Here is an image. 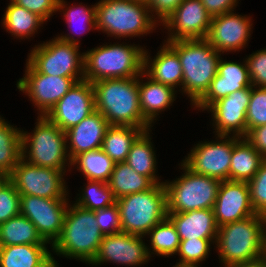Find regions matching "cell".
Here are the masks:
<instances>
[{"label":"cell","instance_id":"1","mask_svg":"<svg viewBox=\"0 0 266 267\" xmlns=\"http://www.w3.org/2000/svg\"><path fill=\"white\" fill-rule=\"evenodd\" d=\"M93 84L95 110L110 125L134 126L150 130L152 125L143 117L140 108L138 77L109 78Z\"/></svg>","mask_w":266,"mask_h":267},{"label":"cell","instance_id":"2","mask_svg":"<svg viewBox=\"0 0 266 267\" xmlns=\"http://www.w3.org/2000/svg\"><path fill=\"white\" fill-rule=\"evenodd\" d=\"M215 247L224 267L250 262L266 255V217L252 215L220 226Z\"/></svg>","mask_w":266,"mask_h":267},{"label":"cell","instance_id":"3","mask_svg":"<svg viewBox=\"0 0 266 267\" xmlns=\"http://www.w3.org/2000/svg\"><path fill=\"white\" fill-rule=\"evenodd\" d=\"M167 42L179 56L183 71L182 92L194 105L208 90L217 74L219 53L206 39Z\"/></svg>","mask_w":266,"mask_h":267},{"label":"cell","instance_id":"4","mask_svg":"<svg viewBox=\"0 0 266 267\" xmlns=\"http://www.w3.org/2000/svg\"><path fill=\"white\" fill-rule=\"evenodd\" d=\"M69 203L60 236L51 245L53 252L63 257L91 264L104 237L95 213Z\"/></svg>","mask_w":266,"mask_h":267},{"label":"cell","instance_id":"5","mask_svg":"<svg viewBox=\"0 0 266 267\" xmlns=\"http://www.w3.org/2000/svg\"><path fill=\"white\" fill-rule=\"evenodd\" d=\"M101 45L84 52V80L138 77L143 72L144 48L139 45Z\"/></svg>","mask_w":266,"mask_h":267},{"label":"cell","instance_id":"6","mask_svg":"<svg viewBox=\"0 0 266 267\" xmlns=\"http://www.w3.org/2000/svg\"><path fill=\"white\" fill-rule=\"evenodd\" d=\"M96 6V30L108 37H140L152 33L158 24L144 0H100Z\"/></svg>","mask_w":266,"mask_h":267},{"label":"cell","instance_id":"7","mask_svg":"<svg viewBox=\"0 0 266 267\" xmlns=\"http://www.w3.org/2000/svg\"><path fill=\"white\" fill-rule=\"evenodd\" d=\"M80 41L71 34L58 35L35 45L27 61L42 74L84 80V53L78 52Z\"/></svg>","mask_w":266,"mask_h":267},{"label":"cell","instance_id":"8","mask_svg":"<svg viewBox=\"0 0 266 267\" xmlns=\"http://www.w3.org/2000/svg\"><path fill=\"white\" fill-rule=\"evenodd\" d=\"M37 118L31 135L22 130V159L39 167L66 170L67 166L68 168L71 166L67 152L66 133L45 116L38 115Z\"/></svg>","mask_w":266,"mask_h":267},{"label":"cell","instance_id":"9","mask_svg":"<svg viewBox=\"0 0 266 267\" xmlns=\"http://www.w3.org/2000/svg\"><path fill=\"white\" fill-rule=\"evenodd\" d=\"M122 232L146 236L167 217L166 190L163 183L151 189L132 193L116 200Z\"/></svg>","mask_w":266,"mask_h":267},{"label":"cell","instance_id":"10","mask_svg":"<svg viewBox=\"0 0 266 267\" xmlns=\"http://www.w3.org/2000/svg\"><path fill=\"white\" fill-rule=\"evenodd\" d=\"M182 173L174 181L163 182L167 213H184L197 209H213L221 181L197 174L181 162Z\"/></svg>","mask_w":266,"mask_h":267},{"label":"cell","instance_id":"11","mask_svg":"<svg viewBox=\"0 0 266 267\" xmlns=\"http://www.w3.org/2000/svg\"><path fill=\"white\" fill-rule=\"evenodd\" d=\"M65 170L39 167L21 158L10 174V181L20 195L44 198L69 197L66 190ZM65 181V182H64Z\"/></svg>","mask_w":266,"mask_h":267},{"label":"cell","instance_id":"12","mask_svg":"<svg viewBox=\"0 0 266 267\" xmlns=\"http://www.w3.org/2000/svg\"><path fill=\"white\" fill-rule=\"evenodd\" d=\"M25 74L17 81V89L30 98L39 116H45L78 82L75 78L39 73L27 60Z\"/></svg>","mask_w":266,"mask_h":267},{"label":"cell","instance_id":"13","mask_svg":"<svg viewBox=\"0 0 266 267\" xmlns=\"http://www.w3.org/2000/svg\"><path fill=\"white\" fill-rule=\"evenodd\" d=\"M68 198L21 195L20 215L27 217L50 245L60 236L69 205Z\"/></svg>","mask_w":266,"mask_h":267},{"label":"cell","instance_id":"14","mask_svg":"<svg viewBox=\"0 0 266 267\" xmlns=\"http://www.w3.org/2000/svg\"><path fill=\"white\" fill-rule=\"evenodd\" d=\"M216 139L213 142H199L182 162L197 174L220 181L229 180L233 135H217Z\"/></svg>","mask_w":266,"mask_h":267},{"label":"cell","instance_id":"15","mask_svg":"<svg viewBox=\"0 0 266 267\" xmlns=\"http://www.w3.org/2000/svg\"><path fill=\"white\" fill-rule=\"evenodd\" d=\"M95 111V93L93 84L83 80L61 98L45 117L62 131L79 124Z\"/></svg>","mask_w":266,"mask_h":267},{"label":"cell","instance_id":"16","mask_svg":"<svg viewBox=\"0 0 266 267\" xmlns=\"http://www.w3.org/2000/svg\"><path fill=\"white\" fill-rule=\"evenodd\" d=\"M212 16L200 0H183L162 26L168 32L164 41L206 39Z\"/></svg>","mask_w":266,"mask_h":267},{"label":"cell","instance_id":"17","mask_svg":"<svg viewBox=\"0 0 266 267\" xmlns=\"http://www.w3.org/2000/svg\"><path fill=\"white\" fill-rule=\"evenodd\" d=\"M142 238L145 237L126 232L104 235L92 266L107 262L131 267L145 264L150 260L147 251L149 246Z\"/></svg>","mask_w":266,"mask_h":267},{"label":"cell","instance_id":"18","mask_svg":"<svg viewBox=\"0 0 266 267\" xmlns=\"http://www.w3.org/2000/svg\"><path fill=\"white\" fill-rule=\"evenodd\" d=\"M251 95V87L236 90L229 96L214 102L207 111L212 113L216 135L246 136V113ZM233 134H232V133Z\"/></svg>","mask_w":266,"mask_h":267},{"label":"cell","instance_id":"19","mask_svg":"<svg viewBox=\"0 0 266 267\" xmlns=\"http://www.w3.org/2000/svg\"><path fill=\"white\" fill-rule=\"evenodd\" d=\"M251 18L233 11L212 17L206 40L219 53L235 52L244 48L251 37Z\"/></svg>","mask_w":266,"mask_h":267},{"label":"cell","instance_id":"20","mask_svg":"<svg viewBox=\"0 0 266 267\" xmlns=\"http://www.w3.org/2000/svg\"><path fill=\"white\" fill-rule=\"evenodd\" d=\"M213 212L218 227L256 215L248 182L221 181Z\"/></svg>","mask_w":266,"mask_h":267},{"label":"cell","instance_id":"21","mask_svg":"<svg viewBox=\"0 0 266 267\" xmlns=\"http://www.w3.org/2000/svg\"><path fill=\"white\" fill-rule=\"evenodd\" d=\"M218 63L217 74L205 94L193 105L199 110H207L214 102L225 98L236 90L251 87L246 60L243 63L222 60Z\"/></svg>","mask_w":266,"mask_h":267},{"label":"cell","instance_id":"22","mask_svg":"<svg viewBox=\"0 0 266 267\" xmlns=\"http://www.w3.org/2000/svg\"><path fill=\"white\" fill-rule=\"evenodd\" d=\"M109 127L107 119L95 110L79 124L65 131L70 160L81 153L100 149Z\"/></svg>","mask_w":266,"mask_h":267},{"label":"cell","instance_id":"23","mask_svg":"<svg viewBox=\"0 0 266 267\" xmlns=\"http://www.w3.org/2000/svg\"><path fill=\"white\" fill-rule=\"evenodd\" d=\"M154 59L144 50L143 71L154 81L172 88L182 86L183 71L178 53L165 42Z\"/></svg>","mask_w":266,"mask_h":267},{"label":"cell","instance_id":"24","mask_svg":"<svg viewBox=\"0 0 266 267\" xmlns=\"http://www.w3.org/2000/svg\"><path fill=\"white\" fill-rule=\"evenodd\" d=\"M173 222L180 240L217 239L218 225L213 209H197L184 213H167Z\"/></svg>","mask_w":266,"mask_h":267},{"label":"cell","instance_id":"25","mask_svg":"<svg viewBox=\"0 0 266 267\" xmlns=\"http://www.w3.org/2000/svg\"><path fill=\"white\" fill-rule=\"evenodd\" d=\"M145 77L147 81L143 83ZM138 90L141 113L151 125L156 122L154 120L160 112L172 106L177 92L170 86L154 81L144 71L138 76Z\"/></svg>","mask_w":266,"mask_h":267},{"label":"cell","instance_id":"26","mask_svg":"<svg viewBox=\"0 0 266 267\" xmlns=\"http://www.w3.org/2000/svg\"><path fill=\"white\" fill-rule=\"evenodd\" d=\"M265 158L245 139L233 136L229 180L249 182Z\"/></svg>","mask_w":266,"mask_h":267},{"label":"cell","instance_id":"27","mask_svg":"<svg viewBox=\"0 0 266 267\" xmlns=\"http://www.w3.org/2000/svg\"><path fill=\"white\" fill-rule=\"evenodd\" d=\"M152 130L144 131L132 144L127 155L126 163L138 174L148 177L154 184H160L161 179L156 175V154L151 142ZM160 180V181H159Z\"/></svg>","mask_w":266,"mask_h":267},{"label":"cell","instance_id":"28","mask_svg":"<svg viewBox=\"0 0 266 267\" xmlns=\"http://www.w3.org/2000/svg\"><path fill=\"white\" fill-rule=\"evenodd\" d=\"M107 183L116 200L132 193L149 190L155 185L148 177L138 174L126 162L115 163Z\"/></svg>","mask_w":266,"mask_h":267},{"label":"cell","instance_id":"29","mask_svg":"<svg viewBox=\"0 0 266 267\" xmlns=\"http://www.w3.org/2000/svg\"><path fill=\"white\" fill-rule=\"evenodd\" d=\"M47 244L0 246V267H37L51 252Z\"/></svg>","mask_w":266,"mask_h":267},{"label":"cell","instance_id":"30","mask_svg":"<svg viewBox=\"0 0 266 267\" xmlns=\"http://www.w3.org/2000/svg\"><path fill=\"white\" fill-rule=\"evenodd\" d=\"M145 130L134 126L110 125L101 149L113 162H125L132 144Z\"/></svg>","mask_w":266,"mask_h":267},{"label":"cell","instance_id":"31","mask_svg":"<svg viewBox=\"0 0 266 267\" xmlns=\"http://www.w3.org/2000/svg\"><path fill=\"white\" fill-rule=\"evenodd\" d=\"M2 19V25L8 33L20 39L32 37L45 22L37 14L10 0Z\"/></svg>","mask_w":266,"mask_h":267},{"label":"cell","instance_id":"32","mask_svg":"<svg viewBox=\"0 0 266 267\" xmlns=\"http://www.w3.org/2000/svg\"><path fill=\"white\" fill-rule=\"evenodd\" d=\"M49 244L25 216L18 215L0 224V246Z\"/></svg>","mask_w":266,"mask_h":267},{"label":"cell","instance_id":"33","mask_svg":"<svg viewBox=\"0 0 266 267\" xmlns=\"http://www.w3.org/2000/svg\"><path fill=\"white\" fill-rule=\"evenodd\" d=\"M114 165L115 162L100 148L76 156L71 161L69 169L76 166V169L86 177L85 179L108 182Z\"/></svg>","mask_w":266,"mask_h":267},{"label":"cell","instance_id":"34","mask_svg":"<svg viewBox=\"0 0 266 267\" xmlns=\"http://www.w3.org/2000/svg\"><path fill=\"white\" fill-rule=\"evenodd\" d=\"M21 133L0 116V172L11 174L21 160Z\"/></svg>","mask_w":266,"mask_h":267},{"label":"cell","instance_id":"35","mask_svg":"<svg viewBox=\"0 0 266 267\" xmlns=\"http://www.w3.org/2000/svg\"><path fill=\"white\" fill-rule=\"evenodd\" d=\"M146 235L150 236L151 249L147 248L150 258L152 254L161 257L177 255L181 240L173 222L168 217L155 225Z\"/></svg>","mask_w":266,"mask_h":267},{"label":"cell","instance_id":"36","mask_svg":"<svg viewBox=\"0 0 266 267\" xmlns=\"http://www.w3.org/2000/svg\"><path fill=\"white\" fill-rule=\"evenodd\" d=\"M81 192L75 204L87 210L103 209L116 203L107 182L87 180V185Z\"/></svg>","mask_w":266,"mask_h":267},{"label":"cell","instance_id":"37","mask_svg":"<svg viewBox=\"0 0 266 267\" xmlns=\"http://www.w3.org/2000/svg\"><path fill=\"white\" fill-rule=\"evenodd\" d=\"M213 243H216V239L195 238L181 240L177 252L180 259L175 266L198 267L200 262L209 257L210 247Z\"/></svg>","mask_w":266,"mask_h":267},{"label":"cell","instance_id":"38","mask_svg":"<svg viewBox=\"0 0 266 267\" xmlns=\"http://www.w3.org/2000/svg\"><path fill=\"white\" fill-rule=\"evenodd\" d=\"M67 3L66 1L64 0H58V12H63V16L65 17V21L66 23L69 25L68 28H71L73 27V23H78L79 25L82 23V24H87L85 25L84 24V29L82 28V32L79 33L78 32H74V30H72L71 32L74 33L73 35L75 36V34L77 35L79 33L80 34H83L85 33L86 31L89 33L90 30L94 29L96 30V19H95V16H96V6L95 4L92 5L91 7H85V5L83 6L82 3H79V7L78 6H68L67 7ZM82 5V6H81ZM65 9V10H64ZM62 10V11H61ZM81 22V23H80ZM73 24V25H72ZM87 28V30H86Z\"/></svg>","mask_w":266,"mask_h":267},{"label":"cell","instance_id":"39","mask_svg":"<svg viewBox=\"0 0 266 267\" xmlns=\"http://www.w3.org/2000/svg\"><path fill=\"white\" fill-rule=\"evenodd\" d=\"M266 125V88L251 86L246 113V134L250 129Z\"/></svg>","mask_w":266,"mask_h":267},{"label":"cell","instance_id":"40","mask_svg":"<svg viewBox=\"0 0 266 267\" xmlns=\"http://www.w3.org/2000/svg\"><path fill=\"white\" fill-rule=\"evenodd\" d=\"M248 185L250 201L255 213L266 217V159Z\"/></svg>","mask_w":266,"mask_h":267},{"label":"cell","instance_id":"41","mask_svg":"<svg viewBox=\"0 0 266 267\" xmlns=\"http://www.w3.org/2000/svg\"><path fill=\"white\" fill-rule=\"evenodd\" d=\"M20 197L14 184L9 181L0 191V224L20 215Z\"/></svg>","mask_w":266,"mask_h":267},{"label":"cell","instance_id":"42","mask_svg":"<svg viewBox=\"0 0 266 267\" xmlns=\"http://www.w3.org/2000/svg\"><path fill=\"white\" fill-rule=\"evenodd\" d=\"M94 213L103 235L122 232L119 208L116 203L103 209L94 210Z\"/></svg>","mask_w":266,"mask_h":267},{"label":"cell","instance_id":"43","mask_svg":"<svg viewBox=\"0 0 266 267\" xmlns=\"http://www.w3.org/2000/svg\"><path fill=\"white\" fill-rule=\"evenodd\" d=\"M245 60L252 86L266 88V48L255 51Z\"/></svg>","mask_w":266,"mask_h":267},{"label":"cell","instance_id":"44","mask_svg":"<svg viewBox=\"0 0 266 267\" xmlns=\"http://www.w3.org/2000/svg\"><path fill=\"white\" fill-rule=\"evenodd\" d=\"M30 12L37 14L45 22L58 10V0H11Z\"/></svg>","mask_w":266,"mask_h":267},{"label":"cell","instance_id":"45","mask_svg":"<svg viewBox=\"0 0 266 267\" xmlns=\"http://www.w3.org/2000/svg\"><path fill=\"white\" fill-rule=\"evenodd\" d=\"M144 1L146 2L147 7L149 8L151 17L157 23L163 24L165 20H167V18L179 7V5L183 0H144Z\"/></svg>","mask_w":266,"mask_h":267},{"label":"cell","instance_id":"46","mask_svg":"<svg viewBox=\"0 0 266 267\" xmlns=\"http://www.w3.org/2000/svg\"><path fill=\"white\" fill-rule=\"evenodd\" d=\"M206 11L212 16H219L235 10L238 0H200Z\"/></svg>","mask_w":266,"mask_h":267},{"label":"cell","instance_id":"47","mask_svg":"<svg viewBox=\"0 0 266 267\" xmlns=\"http://www.w3.org/2000/svg\"><path fill=\"white\" fill-rule=\"evenodd\" d=\"M244 138L266 159V125L250 129Z\"/></svg>","mask_w":266,"mask_h":267},{"label":"cell","instance_id":"48","mask_svg":"<svg viewBox=\"0 0 266 267\" xmlns=\"http://www.w3.org/2000/svg\"><path fill=\"white\" fill-rule=\"evenodd\" d=\"M230 267H266V255L259 259L250 262L238 263Z\"/></svg>","mask_w":266,"mask_h":267},{"label":"cell","instance_id":"49","mask_svg":"<svg viewBox=\"0 0 266 267\" xmlns=\"http://www.w3.org/2000/svg\"><path fill=\"white\" fill-rule=\"evenodd\" d=\"M51 253L42 263H40L37 267H59V263L55 261L54 257Z\"/></svg>","mask_w":266,"mask_h":267},{"label":"cell","instance_id":"50","mask_svg":"<svg viewBox=\"0 0 266 267\" xmlns=\"http://www.w3.org/2000/svg\"><path fill=\"white\" fill-rule=\"evenodd\" d=\"M10 181V174L0 172V191Z\"/></svg>","mask_w":266,"mask_h":267}]
</instances>
